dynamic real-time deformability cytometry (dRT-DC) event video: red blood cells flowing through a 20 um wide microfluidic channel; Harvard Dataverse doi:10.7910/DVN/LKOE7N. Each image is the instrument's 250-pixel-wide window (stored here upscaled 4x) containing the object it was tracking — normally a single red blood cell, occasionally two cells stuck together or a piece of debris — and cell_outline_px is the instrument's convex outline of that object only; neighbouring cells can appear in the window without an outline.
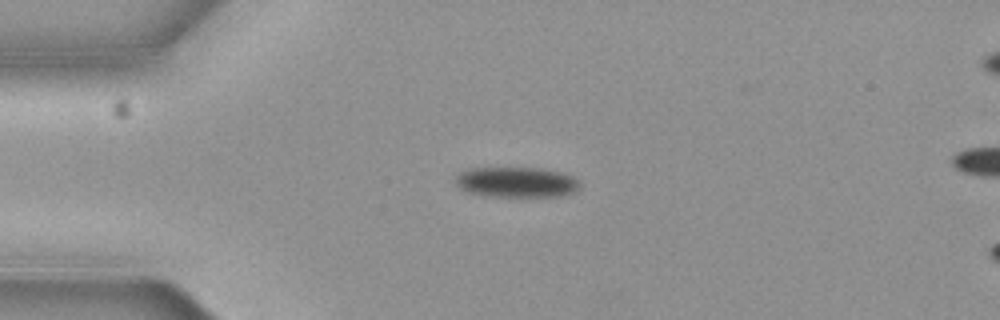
{"species": "common noctule bat (a hibernating species)", "species_latin": "Nyctalus noctula", "temperature_condition": "cold", "stored_images_in_passage": 5, "camera_frame_rate_fps": 3000, "um_per_image_px": 0.085, "animal": {"sex": "female", "body_mass_g": 19.3, "forearm_length_mm": 54.1}, "frame": {"image": 1, "passage_image": 3, "time_ms": 0.667, "image_size_px": [1000, 320], "cell_outline_px": [[580, 188], [576, 192], [560, 196], [496, 196], [468, 192], [460, 188], [456, 184], [456, 176], [460, 172], [472, 168], [540, 168], [560, 172], [572, 176], [580, 180]], "centroid_in_image_um": [43.96, 15.48], "position_along_channel_um": 41.0, "area_um2": 21.91}}
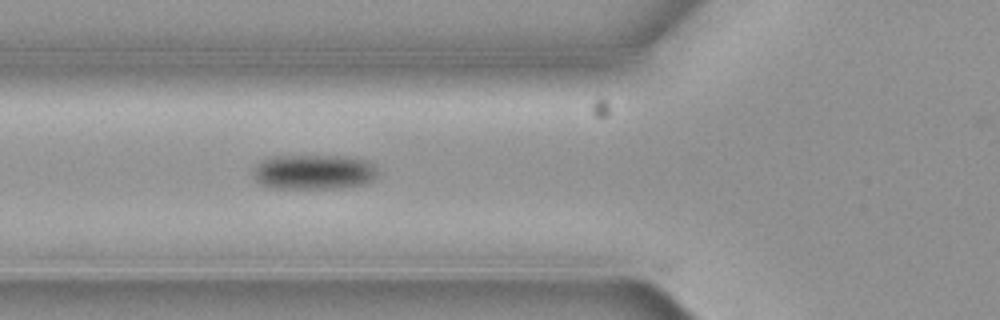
{"frame": {"image": 2, "passage_image": 5, "time_ms": 1.333, "image_size_px": [1000, 320], "cell_outline_px": [[376, 172], [368, 184], [336, 188], [268, 188], [260, 184], [256, 180], [256, 168], [264, 160], [272, 156], [340, 156], [364, 160], [372, 164]], "centroid_in_image_um": [26.67, 14.63], "position_along_channel_um": 99.1, "area_um2": 24.8}}